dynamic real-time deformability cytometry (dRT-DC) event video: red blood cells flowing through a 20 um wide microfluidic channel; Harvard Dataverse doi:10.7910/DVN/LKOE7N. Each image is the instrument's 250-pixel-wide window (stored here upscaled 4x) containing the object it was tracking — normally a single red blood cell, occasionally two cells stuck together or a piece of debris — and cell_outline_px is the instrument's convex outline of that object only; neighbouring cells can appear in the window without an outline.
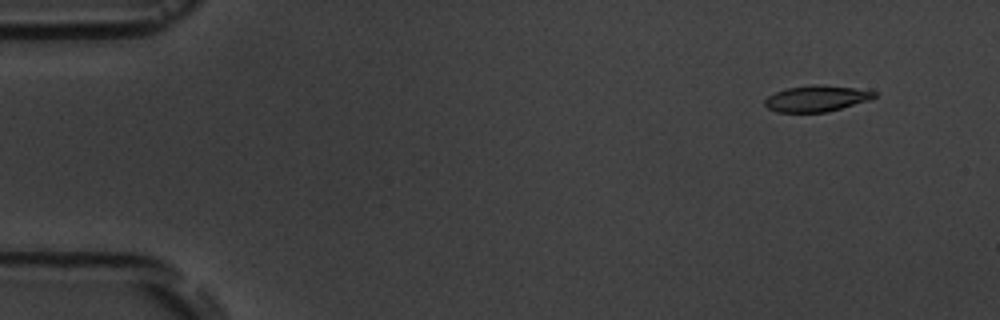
{"species": "common noctule bat (a hibernating species)", "species_latin": "Nyctalus noctula", "temperature_condition": "room temperature", "stored_images_in_passage": 6, "camera_frame_rate_fps": 3000, "um_per_image_px": 0.085, "animal": {"sex": "male", "body_mass_g": 19.5, "forearm_length_mm": 54.6}, "frame": {"image": 1, "passage_image": 2, "time_ms": 1.333, "image_size_px": [1000, 320], "cell_outline_px": [[876, 96], [868, 100], [828, 112], [776, 112], [768, 108], [764, 104], [764, 100], [768, 96], [776, 92], [788, 88], [812, 84], [816, 84], [856, 88], [876, 92]], "centroid_in_image_um": [69.38, 8.37], "position_along_channel_um": 15.6, "area_um2": 16.53}}
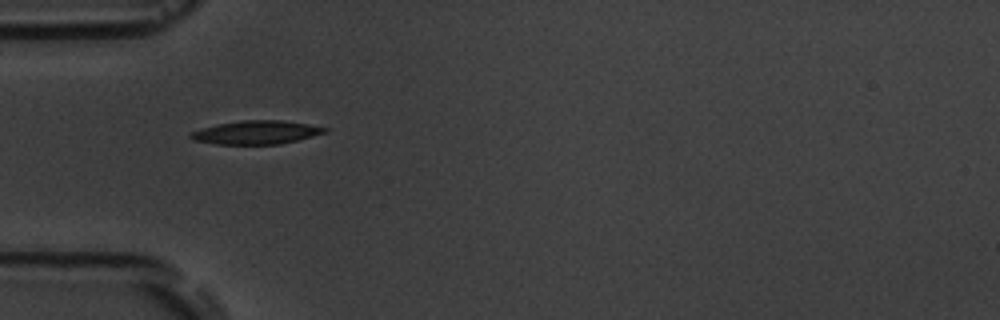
{"frame": {"image": 2, "passage_image": 5, "time_ms": 5.667, "image_size_px": [1000, 320], "cell_outline_px": [[328, 132], [280, 144], [216, 144], [192, 140], [188, 136], [192, 132], [204, 128], [220, 124], [240, 120], [280, 120], [308, 124], [328, 128]], "centroid_in_image_um": [21.8, 11.25], "position_along_channel_um": 63.2, "area_um2": 18.15}}
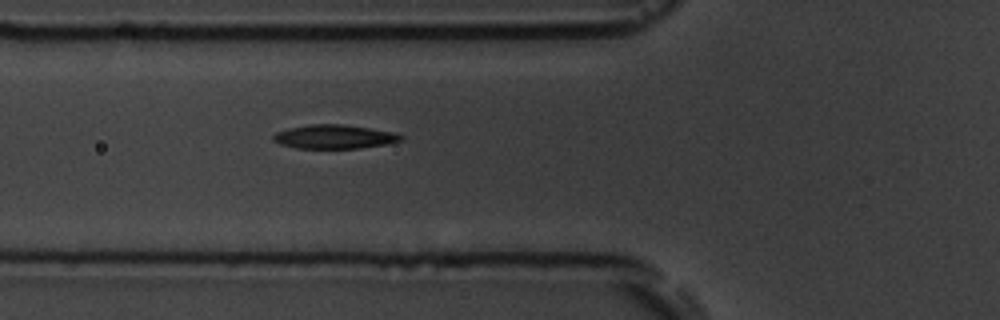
{"frame": {"image": 3, "passage_image": 6, "time_ms": 6.667, "image_size_px": [1000, 320], "cell_outline_px": [[404, 140], [388, 144], [360, 148], [296, 148], [280, 144], [272, 140], [272, 136], [276, 132], [288, 128], [312, 124], [344, 124], [392, 132], [404, 136]], "centroid_in_image_um": [28.42, 11.62], "position_along_channel_um": 97.4, "area_um2": 17.8}}